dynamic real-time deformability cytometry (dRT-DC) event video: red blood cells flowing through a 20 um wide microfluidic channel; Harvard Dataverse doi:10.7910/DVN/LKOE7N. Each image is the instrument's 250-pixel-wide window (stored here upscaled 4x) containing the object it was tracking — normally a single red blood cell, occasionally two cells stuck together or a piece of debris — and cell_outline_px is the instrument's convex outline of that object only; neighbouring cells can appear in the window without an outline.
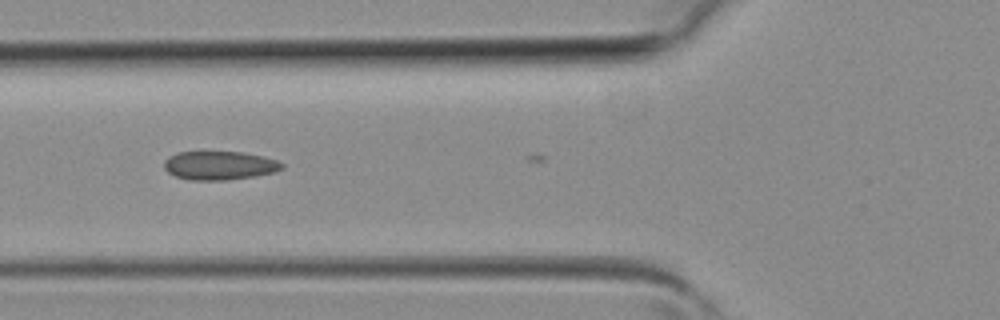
{"species": "common noctule bat (a hibernating species)", "species_latin": "Nyctalus noctula", "temperature_condition": "room temperature", "stored_images_in_passage": 5, "segment_of_instrument_passage": [1, 2], "camera_frame_rate_fps": 3000, "um_per_image_px": 0.085, "animal": {"sex": "female", "body_mass_g": 19.3, "forearm_length_mm": 54.1}, "frame": {"image": 1, "passage_image": 4, "time_ms": 1.0, "image_size_px": [1000, 320], "cell_outline_px": [[284, 168], [276, 172], [256, 176], [228, 180], [188, 180], [176, 176], [168, 172], [164, 168], [164, 160], [168, 156], [176, 152], [240, 152], [260, 156], [276, 160], [284, 164]], "centroid_in_image_um": [18.64, 14.07], "position_along_channel_um": 107.2, "area_um2": 19.77}}